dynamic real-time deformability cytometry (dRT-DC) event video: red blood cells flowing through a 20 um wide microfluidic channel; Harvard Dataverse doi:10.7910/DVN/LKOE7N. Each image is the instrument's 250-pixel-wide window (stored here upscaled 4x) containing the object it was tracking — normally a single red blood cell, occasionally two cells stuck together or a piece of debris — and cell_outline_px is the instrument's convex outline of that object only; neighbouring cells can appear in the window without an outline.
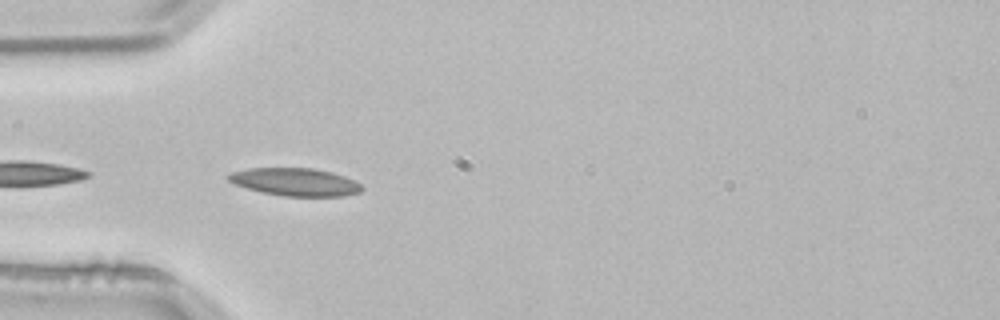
{"species": "common noctule bat (a hibernating species)", "species_latin": "Nyctalus noctula", "temperature_condition": "room temperature", "stored_images_in_passage": 3, "camera_frame_rate_fps": 3000, "um_per_image_px": 0.085, "animal": {"sex": "male", "body_mass_g": 21.5, "forearm_length_mm": 52.0}, "frame": {"image": 1, "passage_image": 3, "time_ms": 0.667, "image_size_px": [1000, 320], "cell_outline_px": [[364, 188], [360, 192], [344, 196], [284, 196], [264, 192], [232, 184], [224, 176], [232, 172], [248, 168], [312, 168], [332, 172], [356, 180]], "centroid_in_image_um": [25.09, 15.46], "position_along_channel_um": 59.9, "area_um2": 21.68}}